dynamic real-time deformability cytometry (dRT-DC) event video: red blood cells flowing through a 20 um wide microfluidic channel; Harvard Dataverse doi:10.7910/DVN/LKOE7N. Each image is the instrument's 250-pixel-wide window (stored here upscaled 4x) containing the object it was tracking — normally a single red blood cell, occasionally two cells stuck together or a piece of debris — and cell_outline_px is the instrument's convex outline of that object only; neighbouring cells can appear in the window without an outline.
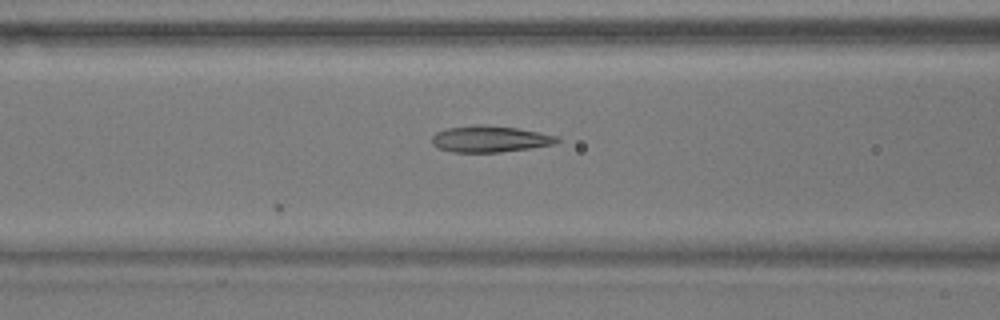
{"species": "common noctule bat (a hibernating species)", "species_latin": "Nyctalus noctula", "temperature_condition": "warm", "stored_images_in_passage": 5, "camera_frame_rate_fps": 3000, "um_per_image_px": 0.085, "animal": {"sex": "male", "body_mass_g": 17.9}, "frame": {"image": 1, "passage_image": 5, "time_ms": 1.333, "image_size_px": [1000, 320], "cell_outline_px": [[560, 140], [556, 144], [532, 148], [500, 152], [452, 152], [440, 148], [432, 144], [432, 136], [436, 132], [444, 128], [476, 124], [484, 124], [516, 128], [560, 136]], "centroid_in_image_um": [41.66, 11.8], "position_along_channel_um": 124.9, "area_um2": 19.48}}